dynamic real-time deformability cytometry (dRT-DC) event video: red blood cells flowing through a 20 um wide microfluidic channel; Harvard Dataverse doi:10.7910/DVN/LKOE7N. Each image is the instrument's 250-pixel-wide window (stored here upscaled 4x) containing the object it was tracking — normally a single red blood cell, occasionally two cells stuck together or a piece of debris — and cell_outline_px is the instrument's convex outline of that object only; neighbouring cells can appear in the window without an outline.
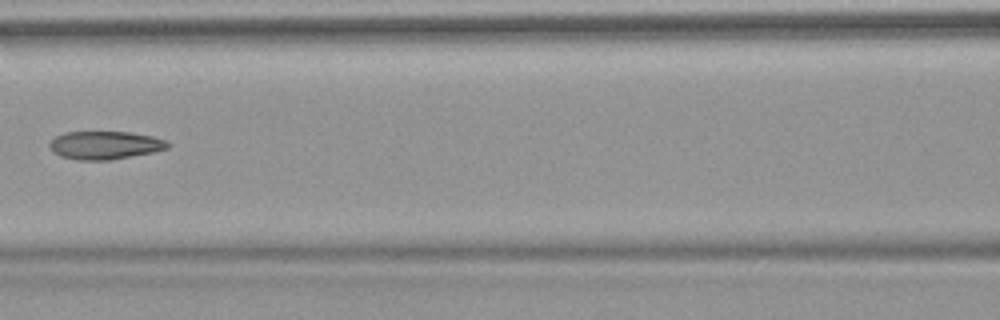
{"species": "common noctule bat (a hibernating species)", "species_latin": "Nyctalus noctula", "temperature_condition": "warm", "stored_images_in_passage": 7, "camera_frame_rate_fps": 3000, "um_per_image_px": 0.085, "animal": {"sex": "female", "body_mass_g": 18.4}, "frame": {"image": 1, "passage_image": 6, "time_ms": 7.333, "image_size_px": [1000, 320], "cell_outline_px": [[168, 148], [152, 152], [112, 160], [76, 160], [60, 156], [52, 152], [48, 144], [56, 136], [64, 132], [132, 132], [152, 136], [164, 140], [168, 144]], "centroid_in_image_um": [8.87, 12.34], "position_along_channel_um": 157.7, "area_um2": 19.36}}
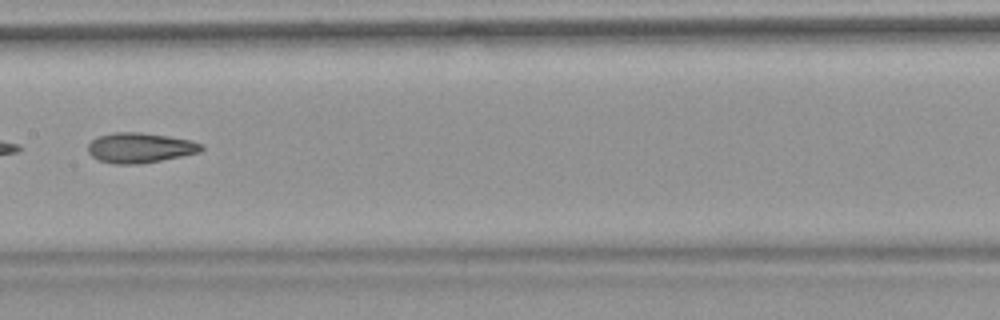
{"frame": {"image": 2, "passage_image": 7, "time_ms": 8.333, "image_size_px": [1000, 320], "cell_outline_px": [[204, 148], [200, 152], [140, 164], [116, 164], [100, 160], [92, 156], [88, 152], [88, 144], [96, 136], [116, 132], [140, 132], [168, 136], [188, 140], [204, 144]], "centroid_in_image_um": [11.88, 12.55], "position_along_channel_um": 195.5, "area_um2": 19.77}}